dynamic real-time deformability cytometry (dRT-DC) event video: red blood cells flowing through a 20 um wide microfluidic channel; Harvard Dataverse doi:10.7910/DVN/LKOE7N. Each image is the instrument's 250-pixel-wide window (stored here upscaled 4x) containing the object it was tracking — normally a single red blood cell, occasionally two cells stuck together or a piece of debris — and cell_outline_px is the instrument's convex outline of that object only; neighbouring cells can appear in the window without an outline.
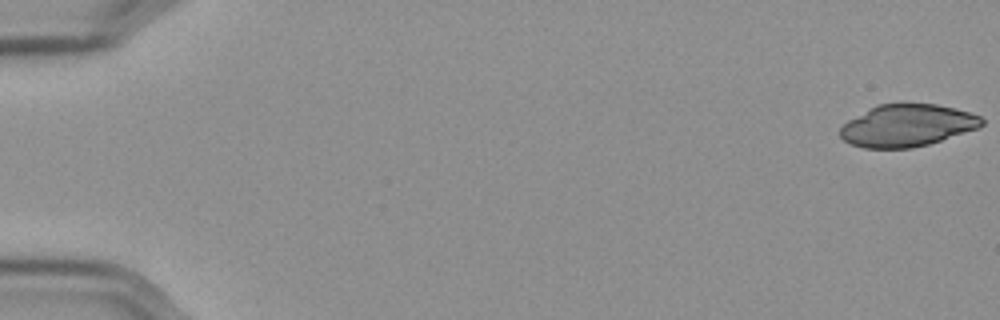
{"species": "Egyptian fruit bat (a non-hibernating species)", "species_latin": "Rousettus aegyptiacus", "temperature_condition": "cold", "stored_images_in_passage": 57, "camera_frame_rate_fps": 3000, "um_per_image_px": 0.085, "frame": {"image": 1, "passage_image": 1, "time_ms": 0.0, "image_size_px": [1000, 320], "cell_outline_px": [[984, 124], [980, 128], [928, 144], [912, 148], [864, 148], [852, 144], [844, 140], [840, 136], [840, 128], [848, 120], [868, 108], [876, 104], [936, 104], [956, 108], [980, 116], [984, 120]], "centroid_in_image_um": [77.12, 10.66], "position_along_channel_um": 7.9, "area_um2": 34.8}}